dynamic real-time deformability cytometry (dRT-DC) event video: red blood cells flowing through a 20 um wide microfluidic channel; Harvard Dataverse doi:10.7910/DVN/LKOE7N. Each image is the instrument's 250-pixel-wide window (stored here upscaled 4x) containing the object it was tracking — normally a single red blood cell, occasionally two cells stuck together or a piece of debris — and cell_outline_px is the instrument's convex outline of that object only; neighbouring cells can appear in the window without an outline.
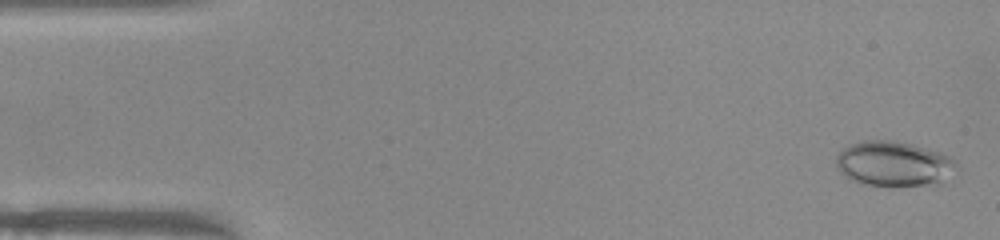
{"species": "common noctule bat (a hibernating species)", "species_latin": "Nyctalus noctula", "temperature_condition": "warm", "stored_images_in_passage": 51, "camera_frame_rate_fps": 3000, "um_per_image_px": 0.085, "animal": {"sex": "female", "body_mass_g": 22.0, "forearm_length_mm": 56.7}, "frame": {"image": 1, "passage_image": 2, "time_ms": 0.333, "image_size_px": [1000, 240], "cell_outline_px": [[956, 164], [936, 184], [900, 188], [888, 188], [864, 184], [852, 180], [840, 172], [836, 164], [836, 156], [848, 144], [864, 140], [892, 140], [912, 144], [940, 152], [952, 156], [956, 160]], "centroid_in_image_um": [75.91, 13.94], "position_along_channel_um": 9.1, "area_um2": 31.85}}
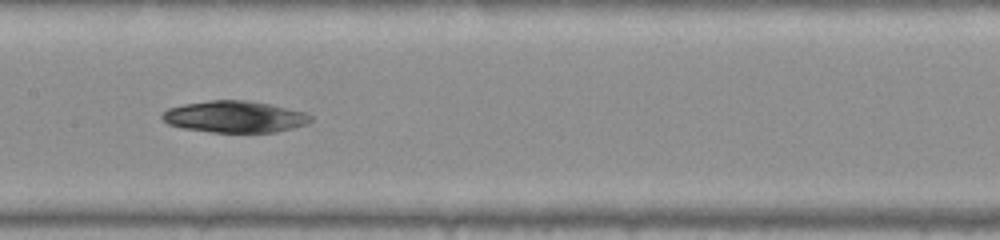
{"frame": {"image": 2, "passage_image": 25, "time_ms": 8.0, "image_size_px": [1000, 240], "cell_outline_px": [[312, 120], [308, 124], [276, 132], [212, 132], [180, 128], [168, 124], [160, 116], [168, 108], [184, 104], [208, 100], [244, 100], [268, 104], [308, 112], [312, 116]], "centroid_in_image_um": [19.96, 9.92], "position_along_channel_um": 187.4, "area_um2": 27.46}}
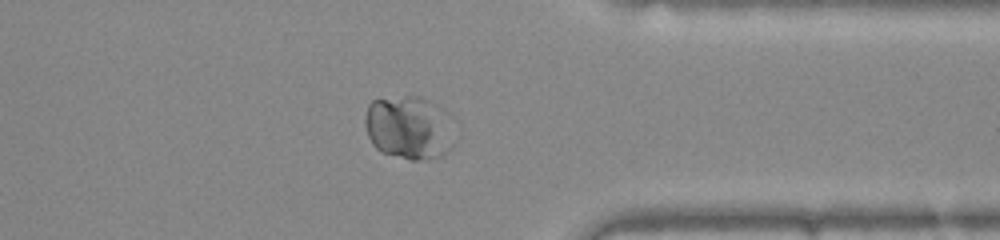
{"frame": {"image": 3, "passage_image": 40, "time_ms": 13.0, "image_size_px": [1000, 240], "cell_outline_px": [[456, 120], [452, 144], [440, 156], [428, 160], [408, 160], [380, 152], [372, 144], [368, 136], [364, 124], [364, 116], [368, 104], [372, 100], [404, 96], [416, 96], [436, 104], [448, 112]], "centroid_in_image_um": [34.78, 10.85], "position_along_channel_um": 376.6, "area_um2": 33.93}}